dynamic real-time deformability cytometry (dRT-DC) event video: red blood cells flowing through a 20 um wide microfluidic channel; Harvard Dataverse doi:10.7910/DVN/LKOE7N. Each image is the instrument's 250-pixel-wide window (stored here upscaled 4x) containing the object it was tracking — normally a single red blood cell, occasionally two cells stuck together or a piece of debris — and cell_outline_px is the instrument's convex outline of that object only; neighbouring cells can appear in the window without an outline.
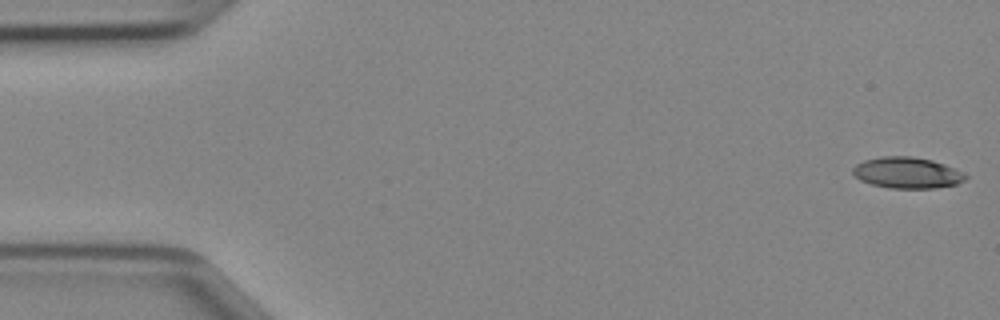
{"species": "Egyptian fruit bat (a non-hibernating species)", "species_latin": "Rousettus aegyptiacus", "temperature_condition": "cold", "stored_images_in_passage": 46, "camera_frame_rate_fps": 3000, "um_per_image_px": 0.085, "animal": {"sex": "female"}, "frame": {"image": 1, "passage_image": 1, "time_ms": 0.0, "image_size_px": [1000, 320], "cell_outline_px": [[968, 176], [964, 180], [956, 184], [936, 188], [888, 188], [872, 184], [860, 180], [852, 172], [852, 168], [856, 164], [864, 160], [884, 156], [912, 156], [932, 160], [944, 164], [964, 172]], "centroid_in_image_um": [77.11, 14.68], "position_along_channel_um": 7.9, "area_um2": 20.46}}
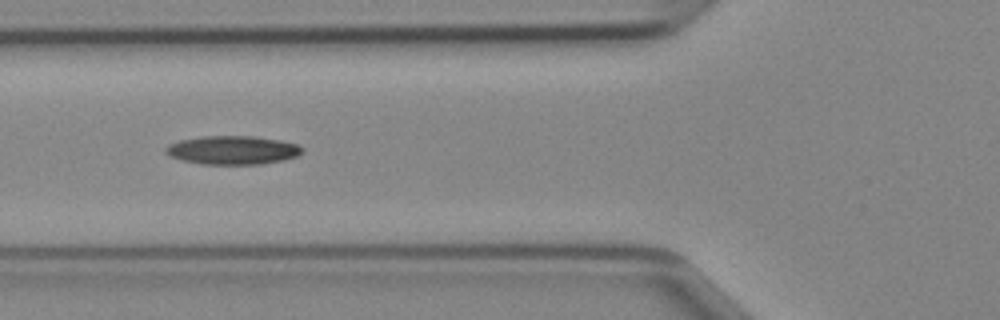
{"frame": {"image": 2, "passage_image": 17, "time_ms": 5.333, "image_size_px": [1000, 320], "cell_outline_px": [[304, 148], [296, 156], [284, 160], [260, 164], [200, 164], [168, 156], [164, 152], [164, 148], [168, 144], [180, 140], [200, 136], [252, 136], [280, 140], [296, 144]], "centroid_in_image_um": [19.72, 12.75], "position_along_channel_um": 106.1, "area_um2": 22.77}}
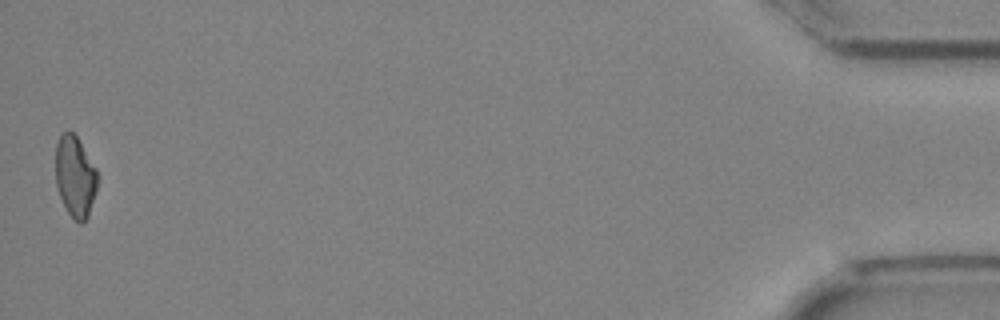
{"frame": {"image": 3, "passage_image": 46, "time_ms": 15.0, "image_size_px": [1000, 320], "cell_outline_px": [[96, 188], [88, 216], [80, 224], [68, 212], [60, 196], [56, 184], [56, 144], [60, 136], [68, 128], [76, 136], [96, 168]], "centroid_in_image_um": [6.36, 14.97], "position_along_channel_um": 428.8, "area_um2": 19.31}}